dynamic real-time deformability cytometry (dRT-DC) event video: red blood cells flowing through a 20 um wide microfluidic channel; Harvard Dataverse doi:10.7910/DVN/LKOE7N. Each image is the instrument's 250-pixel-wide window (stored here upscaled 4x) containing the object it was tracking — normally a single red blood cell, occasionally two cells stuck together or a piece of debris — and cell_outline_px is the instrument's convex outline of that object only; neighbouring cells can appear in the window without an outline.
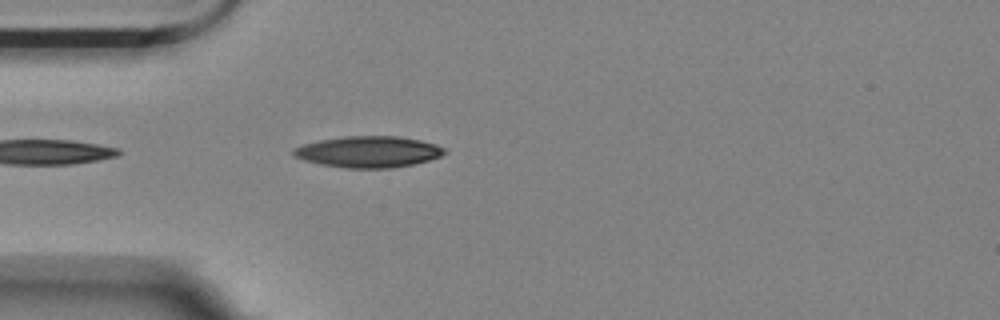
{"species": "Egyptian fruit bat (a non-hibernating species)", "species_latin": "Rousettus aegyptiacus", "temperature_condition": "room temperature", "stored_images_in_passage": 2, "camera_frame_rate_fps": 3000, "um_per_image_px": 0.085, "animal": {"sex": "female"}, "frame": {"image": 1, "passage_image": 2, "time_ms": 1.0, "image_size_px": [1000, 320], "cell_outline_px": [[448, 152], [440, 156], [428, 160], [412, 164], [392, 168], [348, 168], [320, 164], [304, 160], [296, 156], [292, 152], [292, 148], [304, 144], [320, 140], [344, 136], [400, 136], [420, 140], [436, 144], [444, 148]], "centroid_in_image_um": [31.33, 12.89], "position_along_channel_um": 53.7, "area_um2": 27.46}}